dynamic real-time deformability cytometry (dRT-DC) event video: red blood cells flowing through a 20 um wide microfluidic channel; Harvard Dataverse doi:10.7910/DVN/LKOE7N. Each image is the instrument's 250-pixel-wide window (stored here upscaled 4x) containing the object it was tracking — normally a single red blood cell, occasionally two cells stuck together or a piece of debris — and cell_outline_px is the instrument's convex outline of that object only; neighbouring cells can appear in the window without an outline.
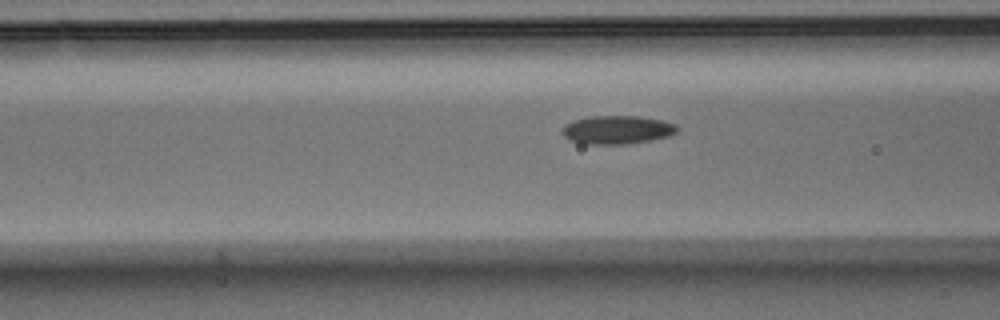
{"species": "Egyptian fruit bat (a non-hibernating species)", "species_latin": "Rousettus aegyptiacus", "temperature_condition": "warm", "stored_images_in_passage": 26, "camera_frame_rate_fps": 3000, "um_per_image_px": 0.085, "animal": {"sex": "male"}, "frame": {"image": 1, "passage_image": 6, "time_ms": 1.667, "image_size_px": [1000, 320], "cell_outline_px": [[680, 128], [676, 132], [668, 136], [648, 140], [624, 144], [584, 144], [572, 140], [564, 136], [564, 124], [588, 116], [640, 116], [660, 120], [676, 124]], "centroid_in_image_um": [52.48, 11.02], "position_along_channel_um": 114.1, "area_um2": 18.79}}
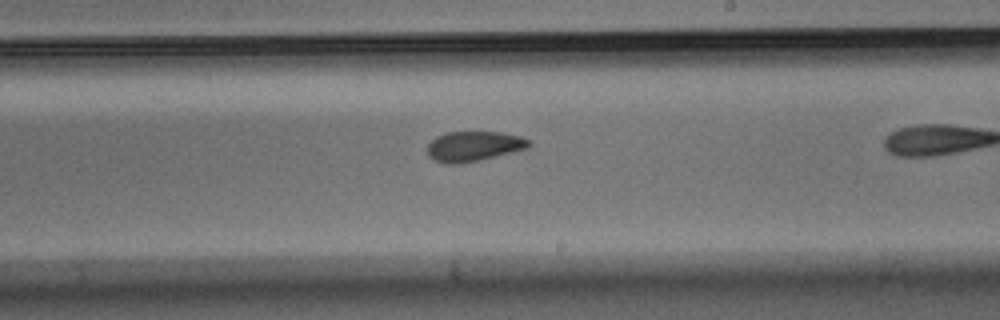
{"frame": {"image": 2, "passage_image": 16, "time_ms": 5.0, "image_size_px": [1000, 320], "cell_outline_px": [[532, 144], [528, 148], [460, 164], [444, 164], [428, 156], [428, 144], [436, 136], [448, 132], [500, 132], [520, 136], [532, 140]], "centroid_in_image_um": [40.28, 12.42], "position_along_channel_um": 248.7, "area_um2": 17.69}}
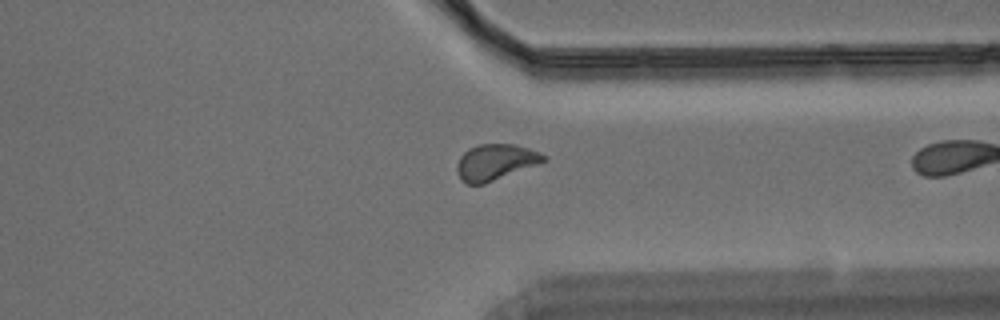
{"frame": {"image": 3, "passage_image": 25, "time_ms": 8.0, "image_size_px": [1000, 320], "cell_outline_px": [[548, 160], [540, 164], [484, 184], [464, 184], [460, 180], [456, 168], [456, 164], [460, 156], [468, 148], [476, 144], [516, 144], [540, 152], [548, 156]], "centroid_in_image_um": [42.12, 13.78], "position_along_channel_um": 369.3, "area_um2": 18.61}}